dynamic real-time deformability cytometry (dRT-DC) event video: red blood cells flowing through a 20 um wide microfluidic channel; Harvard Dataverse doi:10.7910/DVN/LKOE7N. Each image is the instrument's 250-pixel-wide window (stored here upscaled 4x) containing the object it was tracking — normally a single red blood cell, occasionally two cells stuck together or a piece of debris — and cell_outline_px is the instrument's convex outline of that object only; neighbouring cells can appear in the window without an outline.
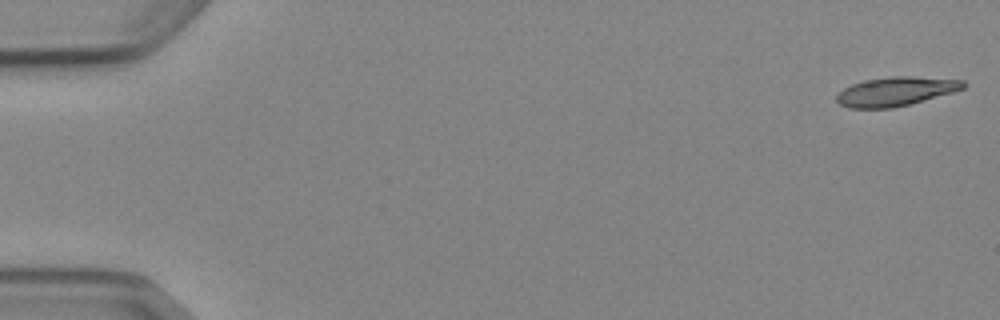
{"species": "Egyptian fruit bat (a non-hibernating species)", "species_latin": "Rousettus aegyptiacus", "temperature_condition": "cold", "stored_images_in_passage": 8, "camera_frame_rate_fps": 3000, "um_per_image_px": 0.085, "animal": {"sex": "female"}, "frame": {"image": 1, "passage_image": 1, "time_ms": 0.0, "image_size_px": [1000, 320], "cell_outline_px": [[968, 84], [964, 88], [952, 92], [908, 104], [892, 108], [848, 108], [840, 104], [836, 100], [836, 96], [844, 88], [852, 84], [864, 80], [892, 76], [912, 76], [964, 80]], "centroid_in_image_um": [76.13, 7.76], "position_along_channel_um": 8.9, "area_um2": 21.27}}
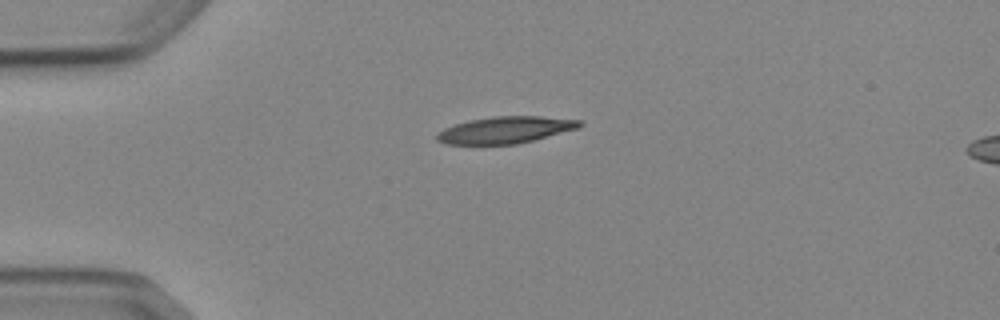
{"frame": {"image": 2, "passage_image": 4, "time_ms": 4.0, "image_size_px": [1000, 320], "cell_outline_px": [[584, 124], [580, 128], [516, 144], [448, 144], [436, 140], [436, 132], [444, 128], [468, 120], [492, 116], [540, 116], [584, 120]], "centroid_in_image_um": [42.98, 11.03], "position_along_channel_um": 42.0, "area_um2": 22.37}}
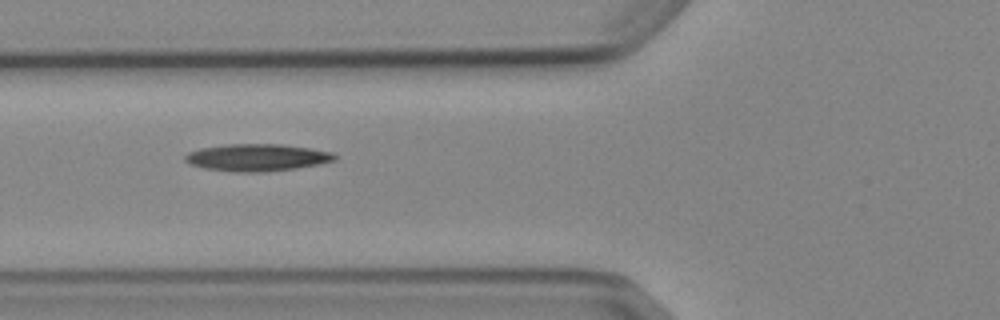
{"frame": {"image": 3, "passage_image": 6, "time_ms": 6.333, "image_size_px": [1000, 320], "cell_outline_px": [[336, 160], [320, 164], [296, 168], [264, 172], [232, 172], [204, 168], [192, 164], [184, 160], [184, 156], [188, 152], [204, 148], [228, 144], [280, 144], [312, 148], [332, 152], [336, 156]], "centroid_in_image_um": [21.88, 13.39], "position_along_channel_um": 103.9, "area_um2": 23.64}}